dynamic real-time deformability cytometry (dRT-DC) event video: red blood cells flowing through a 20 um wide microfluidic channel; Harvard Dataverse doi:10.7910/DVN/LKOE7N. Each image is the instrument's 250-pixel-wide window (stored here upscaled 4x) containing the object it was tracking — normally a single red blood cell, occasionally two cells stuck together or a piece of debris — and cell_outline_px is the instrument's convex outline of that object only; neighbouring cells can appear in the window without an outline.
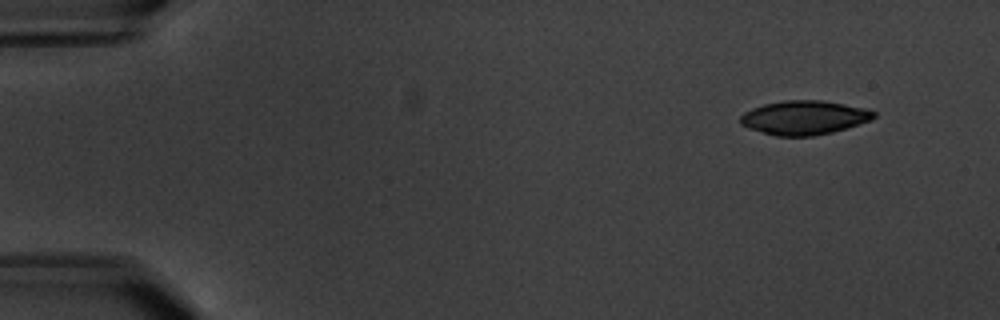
{"species": "common noctule bat (a hibernating species)", "species_latin": "Nyctalus noctula", "temperature_condition": "warm", "stored_images_in_passage": 4, "camera_frame_rate_fps": 3000, "um_per_image_px": 0.085, "animal": {"sex": "male", "body_mass_g": 20.1, "forearm_length_mm": 53.5}, "frame": {"image": 1, "passage_image": 1, "time_ms": 0.0, "image_size_px": [1000, 320], "cell_outline_px": [[876, 116], [872, 120], [832, 132], [812, 136], [776, 136], [748, 128], [740, 124], [740, 116], [744, 112], [752, 108], [764, 104], [784, 100], [820, 100], [844, 104], [864, 108], [876, 112]], "centroid_in_image_um": [68.34, 10.0], "position_along_channel_um": 16.7, "area_um2": 26.41}}